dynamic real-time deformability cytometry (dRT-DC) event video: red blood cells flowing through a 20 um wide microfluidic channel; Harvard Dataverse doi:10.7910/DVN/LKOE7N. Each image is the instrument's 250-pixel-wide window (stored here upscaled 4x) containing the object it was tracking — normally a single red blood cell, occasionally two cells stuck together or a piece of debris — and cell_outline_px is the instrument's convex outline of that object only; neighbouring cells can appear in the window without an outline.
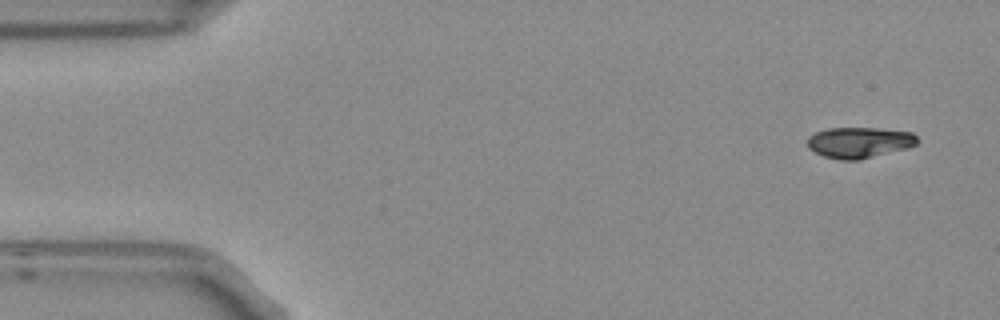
{"species": "Egyptian fruit bat (a non-hibernating species)", "species_latin": "Rousettus aegyptiacus", "temperature_condition": "room temperature", "stored_images_in_passage": 6, "camera_frame_rate_fps": 3000, "um_per_image_px": 0.085, "frame": {"image": 1, "passage_image": 1, "time_ms": 0.0, "image_size_px": [1000, 320], "cell_outline_px": [[920, 140], [916, 144], [908, 148], [860, 160], [840, 160], [824, 156], [808, 148], [808, 136], [816, 132], [828, 128], [876, 128], [912, 132]], "centroid_in_image_um": [73.06, 12.11], "position_along_channel_um": 11.9, "area_um2": 19.83}}
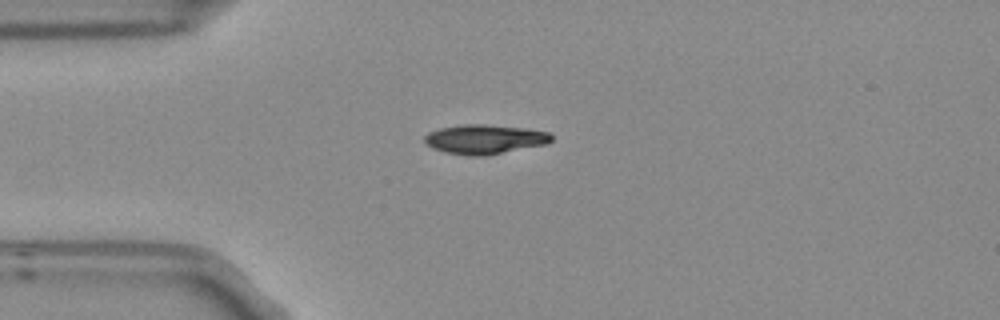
{"frame": {"image": 2, "passage_image": 4, "time_ms": 1.0, "image_size_px": [1000, 320], "cell_outline_px": [[552, 140], [548, 144], [484, 156], [468, 156], [444, 152], [432, 148], [424, 140], [424, 136], [428, 132], [440, 128], [464, 124], [484, 124], [528, 128], [548, 132], [552, 136]], "centroid_in_image_um": [41.21, 11.83], "position_along_channel_um": 43.8, "area_um2": 21.91}}
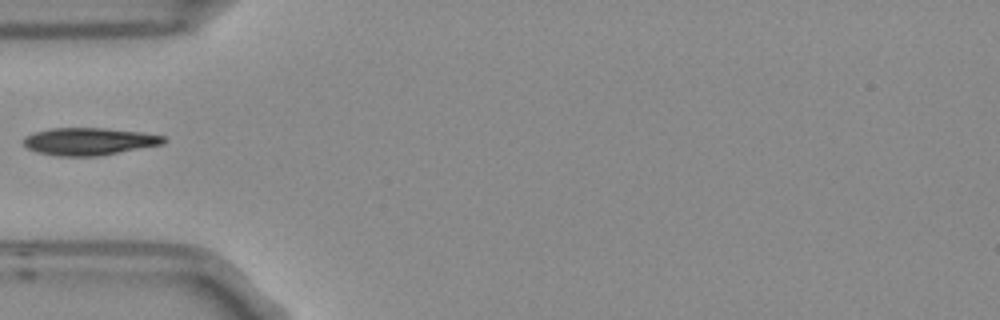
{"frame": {"image": 3, "passage_image": 5, "time_ms": 1.333, "image_size_px": [1000, 320], "cell_outline_px": [[168, 140], [164, 144], [100, 156], [56, 156], [36, 152], [28, 148], [24, 144], [24, 136], [36, 132], [52, 128], [104, 128], [140, 132], [164, 136]], "centroid_in_image_um": [7.6, 12.03], "position_along_channel_um": 77.4, "area_um2": 22.43}}